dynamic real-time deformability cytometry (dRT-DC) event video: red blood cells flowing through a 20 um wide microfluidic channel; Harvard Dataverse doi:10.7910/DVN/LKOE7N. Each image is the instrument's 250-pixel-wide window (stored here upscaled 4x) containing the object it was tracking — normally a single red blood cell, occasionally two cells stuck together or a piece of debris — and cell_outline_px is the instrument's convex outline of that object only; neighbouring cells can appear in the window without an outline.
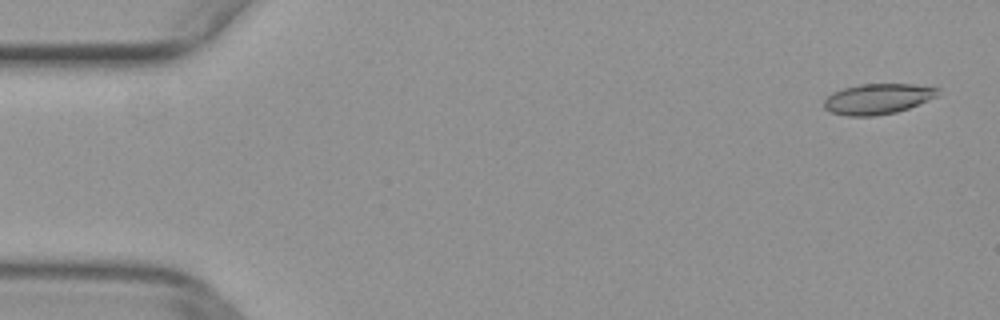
{"species": "common noctule bat (a hibernating species)", "species_latin": "Nyctalus noctula", "temperature_condition": "warm", "stored_images_in_passage": 51, "camera_frame_rate_fps": 3000, "um_per_image_px": 0.085, "animal": {"sex": "female", "body_mass_g": 29.2, "forearm_length_mm": 56.3}, "frame": {"image": 1, "passage_image": 2, "time_ms": 0.333, "image_size_px": [1000, 320], "cell_outline_px": [[940, 88], [936, 96], [908, 108], [896, 112], [876, 116], [848, 116], [832, 112], [824, 108], [824, 100], [832, 92], [844, 88], [860, 84], [912, 84]], "centroid_in_image_um": [74.58, 8.4], "position_along_channel_um": 10.4, "area_um2": 20.06}}
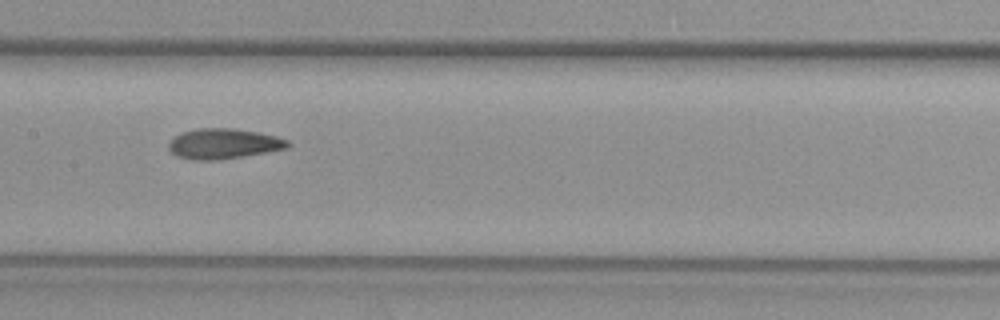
{"frame": {"image": 2, "passage_image": 25, "time_ms": 8.0, "image_size_px": [1000, 320], "cell_outline_px": [[292, 144], [288, 148], [240, 156], [212, 160], [192, 160], [176, 156], [168, 148], [168, 144], [180, 132], [196, 128], [236, 128], [260, 132], [276, 136], [288, 140]], "centroid_in_image_um": [19.0, 12.19], "position_along_channel_um": 188.4, "area_um2": 20.98}}
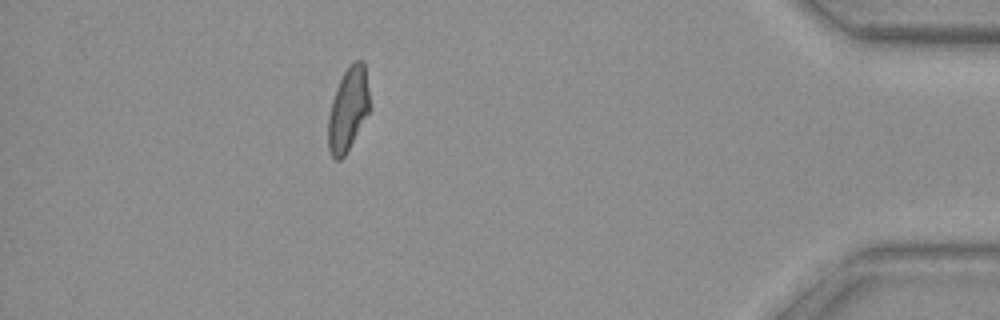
{"frame": {"image": 3, "passage_image": 45, "time_ms": 14.667, "image_size_px": [1000, 320], "cell_outline_px": [[368, 112], [344, 156], [340, 160], [336, 160], [332, 156], [328, 148], [328, 116], [332, 100], [336, 88], [344, 72], [356, 60], [364, 60], [368, 88]], "centroid_in_image_um": [29.56, 9.28], "position_along_channel_um": 405.6, "area_um2": 19.59}}